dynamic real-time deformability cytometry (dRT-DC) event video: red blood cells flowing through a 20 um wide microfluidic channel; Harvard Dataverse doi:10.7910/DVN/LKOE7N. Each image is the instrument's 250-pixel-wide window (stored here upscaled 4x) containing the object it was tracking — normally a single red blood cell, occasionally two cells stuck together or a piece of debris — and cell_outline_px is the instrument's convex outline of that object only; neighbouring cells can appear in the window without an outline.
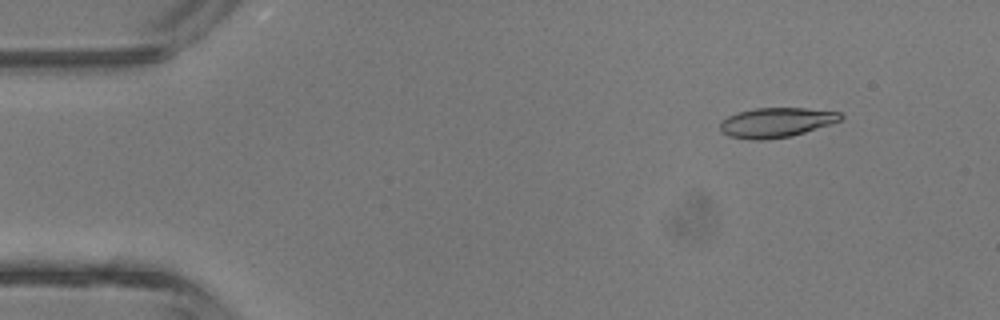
{"species": "common noctule bat (a hibernating species)", "species_latin": "Nyctalus noctula", "temperature_condition": "room temperature", "stored_images_in_passage": 4, "camera_frame_rate_fps": 3000, "um_per_image_px": 0.085, "animal": {"sex": "male", "body_mass_g": 13.3}, "frame": {"image": 1, "passage_image": 2, "time_ms": 1.0, "image_size_px": [1000, 320], "cell_outline_px": [[844, 116], [840, 120], [792, 136], [768, 140], [752, 140], [728, 136], [720, 132], [720, 120], [736, 112], [756, 108], [804, 108], [840, 112]], "centroid_in_image_um": [65.91, 10.41], "position_along_channel_um": 19.1, "area_um2": 20.92}}